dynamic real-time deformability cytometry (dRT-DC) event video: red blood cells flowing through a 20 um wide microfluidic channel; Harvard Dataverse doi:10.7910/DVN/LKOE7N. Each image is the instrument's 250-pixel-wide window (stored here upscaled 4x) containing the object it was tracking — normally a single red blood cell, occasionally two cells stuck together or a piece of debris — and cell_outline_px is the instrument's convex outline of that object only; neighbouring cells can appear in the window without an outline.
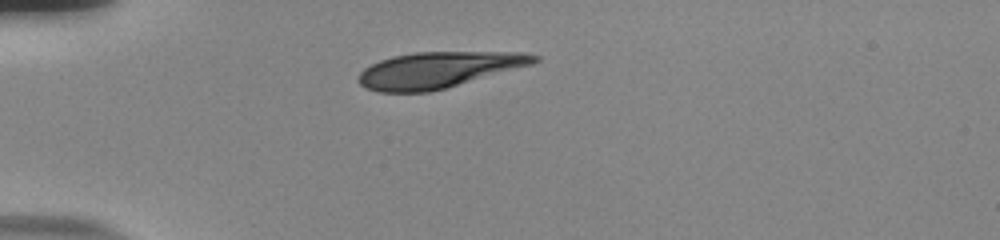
{"species": "human", "species_latin": "Homo sapiens", "temperature_condition": "room temperature", "stored_images_in_passage": 40, "camera_frame_rate_fps": 3000, "um_per_image_px": 0.085, "donor": {"sex": "male"}, "frame": {"image": 1, "passage_image": 1, "time_ms": 0.0, "image_size_px": [1000, 240], "cell_outline_px": [[540, 60], [532, 64], [448, 88], [428, 92], [380, 92], [364, 88], [356, 80], [360, 72], [364, 68], [380, 60], [392, 56], [416, 52], [524, 52], [540, 56]], "centroid_in_image_um": [37.26, 5.94], "position_along_channel_um": 47.7, "area_um2": 37.05}}
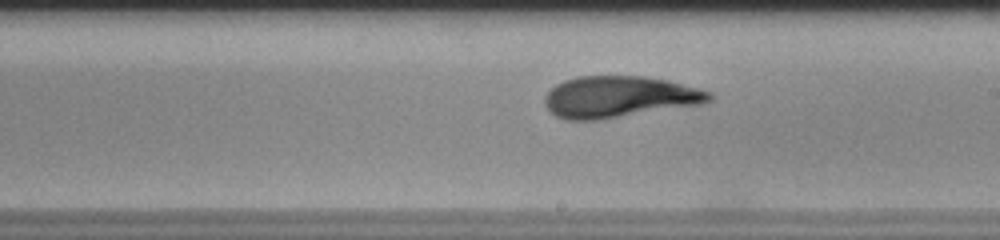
{"frame": {"image": 2, "passage_image": 18, "time_ms": 5.667, "image_size_px": [1000, 240], "cell_outline_px": [[716, 96], [712, 100], [704, 104], [596, 120], [568, 120], [556, 116], [544, 104], [544, 96], [556, 84], [564, 80], [580, 76], [644, 76], [668, 80], [700, 88], [712, 92]], "centroid_in_image_um": [52.69, 8.23], "position_along_channel_um": 236.3, "area_um2": 40.0}}
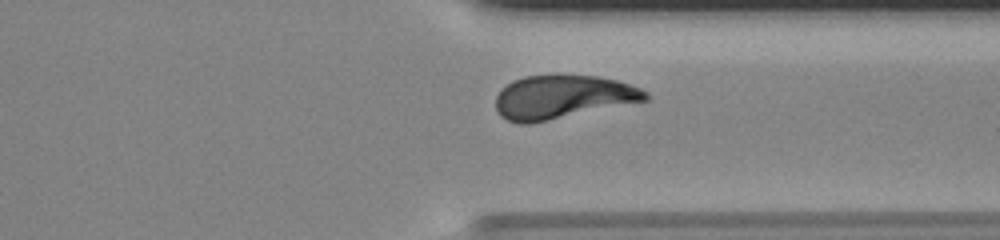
{"frame": {"image": 3, "passage_image": 28, "time_ms": 9.0, "image_size_px": [1000, 240], "cell_outline_px": [[648, 100], [528, 124], [520, 124], [508, 120], [500, 116], [496, 108], [496, 96], [500, 88], [512, 80], [524, 76], [600, 76], [616, 80], [640, 88], [648, 92]], "centroid_in_image_um": [47.78, 8.25], "position_along_channel_um": 363.6, "area_um2": 37.69}, "authors_computed_cell_mechanics": {"area_um2": 38.4948, "velocity_mm_per_s": 3.8036, "shape_relaxation_time_tau1_ms": 3.8361, "shape_relaxation_time_tau2_ms": 1.0111, "deformation_change_tau1": 0.1793, "deformation_change_tau2": 0.0666}}